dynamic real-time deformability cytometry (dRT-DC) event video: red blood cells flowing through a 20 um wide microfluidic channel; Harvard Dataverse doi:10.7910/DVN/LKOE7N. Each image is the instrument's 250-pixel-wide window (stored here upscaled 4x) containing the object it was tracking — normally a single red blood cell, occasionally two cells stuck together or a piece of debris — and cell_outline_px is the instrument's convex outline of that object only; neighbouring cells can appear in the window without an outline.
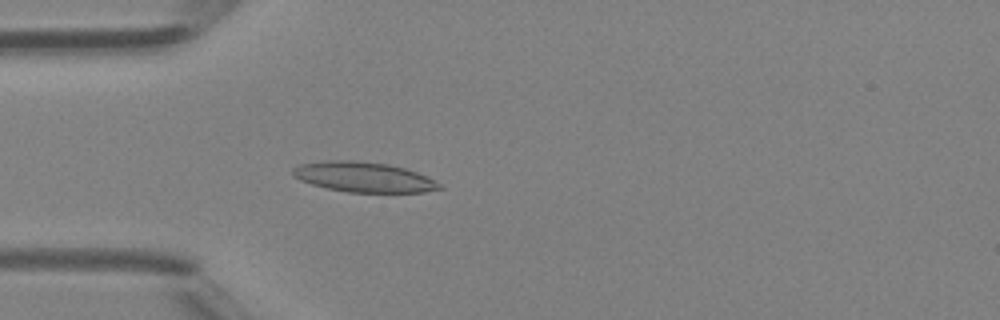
{"species": "Egyptian fruit bat (a non-hibernating species)", "species_latin": "Rousettus aegyptiacus", "temperature_condition": "room temperature", "stored_images_in_passage": 46, "camera_frame_rate_fps": 3000, "um_per_image_px": 0.085, "animal": {"sex": "female"}, "frame": {"image": 1, "passage_image": 13, "time_ms": 4.0, "image_size_px": [1000, 320], "cell_outline_px": [[444, 188], [424, 192], [348, 192], [328, 188], [312, 184], [300, 180], [292, 176], [292, 168], [300, 164], [328, 160], [352, 160], [388, 164], [404, 168], [416, 172], [440, 184]], "centroid_in_image_um": [30.87, 15.04], "position_along_channel_um": 54.1, "area_um2": 25.49}}
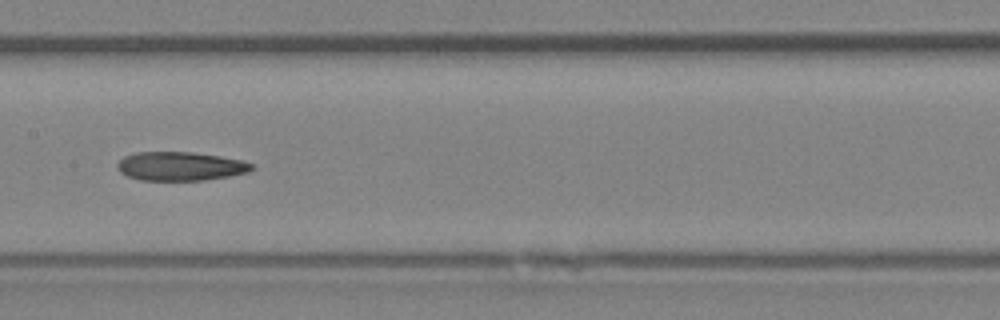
{"frame": {"image": 2, "passage_image": 23, "time_ms": 7.333, "image_size_px": [1000, 320], "cell_outline_px": [[256, 168], [248, 172], [228, 176], [204, 180], [140, 180], [128, 176], [120, 172], [116, 164], [124, 156], [136, 152], [192, 152], [220, 156], [240, 160], [252, 164]], "centroid_in_image_um": [15.32, 14.13], "position_along_channel_um": 192.1, "area_um2": 22.48}}
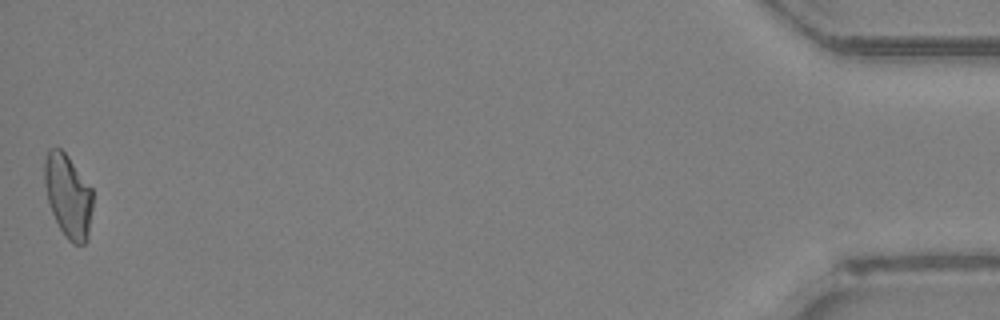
{"frame": {"image": 3, "passage_image": 46, "time_ms": 15.0, "image_size_px": [1000, 320], "cell_outline_px": [[92, 208], [88, 240], [84, 244], [72, 244], [68, 240], [60, 228], [52, 212], [48, 200], [44, 184], [44, 160], [48, 148], [60, 148], [68, 156], [92, 188]], "centroid_in_image_um": [5.79, 16.65], "position_along_channel_um": 429.4, "area_um2": 23.47}}